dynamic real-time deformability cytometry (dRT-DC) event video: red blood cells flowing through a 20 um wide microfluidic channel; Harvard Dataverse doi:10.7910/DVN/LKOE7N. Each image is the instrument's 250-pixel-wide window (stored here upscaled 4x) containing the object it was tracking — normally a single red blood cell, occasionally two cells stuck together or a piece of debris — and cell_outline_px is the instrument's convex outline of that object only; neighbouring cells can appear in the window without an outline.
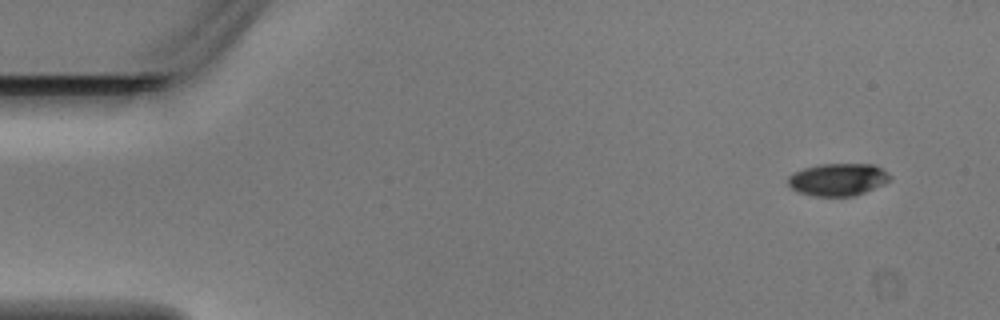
{"species": "Egyptian fruit bat (a non-hibernating species)", "species_latin": "Rousettus aegyptiacus", "temperature_condition": "warm", "stored_images_in_passage": 4, "camera_frame_rate_fps": 3000, "um_per_image_px": 0.085, "animal": {"sex": "male"}, "frame": {"image": 1, "passage_image": 1, "time_ms": 0.0, "image_size_px": [1000, 320], "cell_outline_px": [[892, 180], [884, 184], [864, 192], [852, 196], [812, 196], [796, 192], [788, 184], [788, 176], [804, 168], [820, 164], [872, 164], [888, 172], [892, 176]], "centroid_in_image_um": [71.24, 15.26], "position_along_channel_um": 13.8, "area_um2": 19.31}}
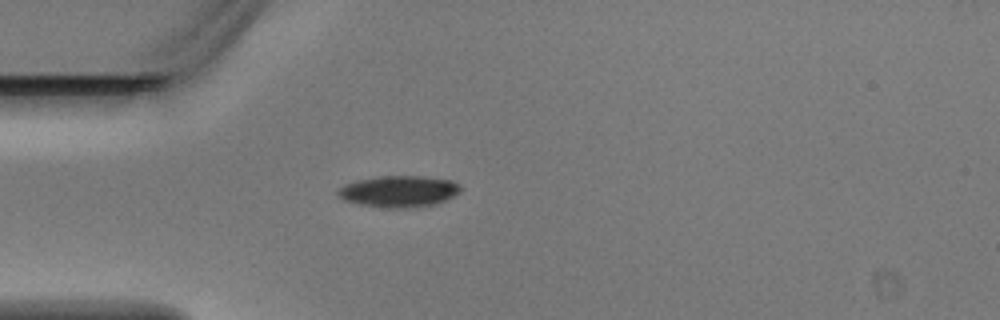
{"frame": {"image": 2, "passage_image": 4, "time_ms": 1.0, "image_size_px": [1000, 320], "cell_outline_px": [[464, 188], [460, 192], [436, 204], [408, 208], [392, 208], [360, 204], [344, 200], [336, 192], [344, 184], [356, 180], [380, 176], [420, 176], [452, 180], [460, 184]], "centroid_in_image_um": [33.94, 16.26], "position_along_channel_um": 51.1, "area_um2": 22.43}}